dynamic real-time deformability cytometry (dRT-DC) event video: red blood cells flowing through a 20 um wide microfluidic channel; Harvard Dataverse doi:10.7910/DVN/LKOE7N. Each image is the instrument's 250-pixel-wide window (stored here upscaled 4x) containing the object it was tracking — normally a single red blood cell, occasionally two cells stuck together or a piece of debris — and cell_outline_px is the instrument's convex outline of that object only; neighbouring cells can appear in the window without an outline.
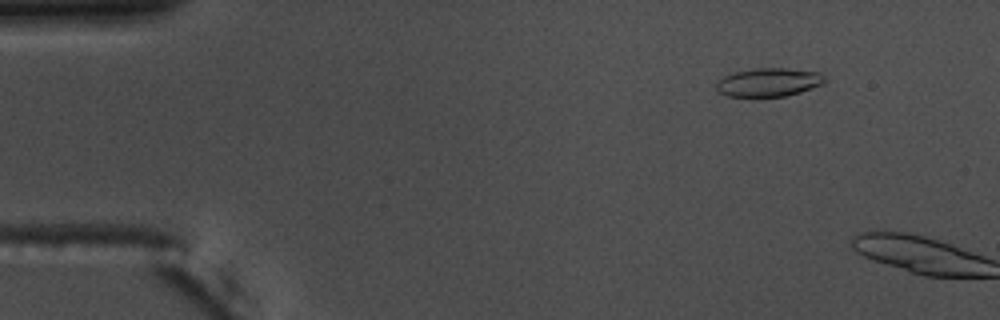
{"species": "common noctule bat (a hibernating species)", "species_latin": "Nyctalus noctula", "temperature_condition": "warm", "stored_images_in_passage": 9, "camera_frame_rate_fps": 3000, "um_per_image_px": 0.085, "animal": {"sex": "male", "body_mass_g": 17.5, "forearm_length_mm": 52.3}, "frame": {"image": 1, "passage_image": 7, "time_ms": 2.0, "image_size_px": [1000, 320], "cell_outline_px": [[824, 84], [800, 92], [784, 96], [728, 96], [716, 92], [716, 84], [724, 76], [736, 72], [756, 68], [784, 68], [820, 72], [824, 76]], "centroid_in_image_um": [65.34, 6.99], "position_along_channel_um": 19.7, "area_um2": 17.86}}